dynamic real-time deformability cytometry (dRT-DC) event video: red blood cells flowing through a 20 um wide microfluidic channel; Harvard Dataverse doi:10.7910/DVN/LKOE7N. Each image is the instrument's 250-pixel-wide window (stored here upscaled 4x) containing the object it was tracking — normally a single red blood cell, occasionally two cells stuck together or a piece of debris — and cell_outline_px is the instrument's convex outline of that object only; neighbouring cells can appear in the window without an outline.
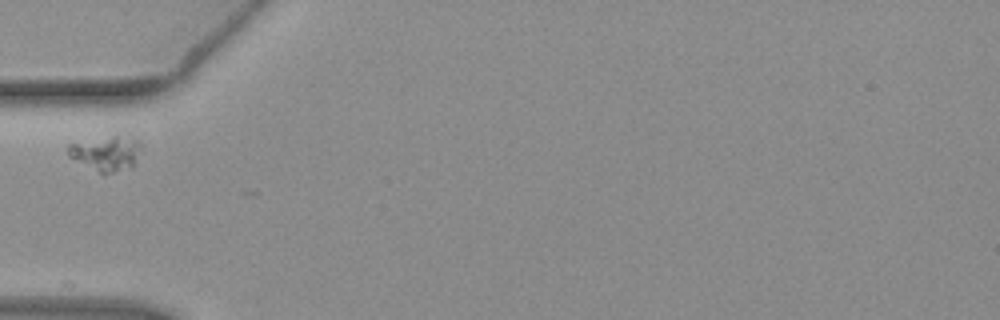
{"species": "common noctule bat (a hibernating species)", "species_latin": "Nyctalus noctula", "temperature_condition": "warm", "stored_images_in_passage": 21, "camera_frame_rate_fps": 3000, "um_per_image_px": 0.085, "animal": {"sex": "female", "body_mass_g": 19.3, "forearm_length_mm": 54.1}, "frame": {"image": 1, "passage_image": 1, "time_ms": 0.0, "image_size_px": [1000, 320], "cell_outline_px": [[140, 144], [132, 168], [112, 172], [100, 172], [68, 156], [68, 144], [116, 136], [136, 140]], "centroid_in_image_um": [8.99, 13.04], "position_along_channel_um": 76.0, "area_um2": 13.81}}